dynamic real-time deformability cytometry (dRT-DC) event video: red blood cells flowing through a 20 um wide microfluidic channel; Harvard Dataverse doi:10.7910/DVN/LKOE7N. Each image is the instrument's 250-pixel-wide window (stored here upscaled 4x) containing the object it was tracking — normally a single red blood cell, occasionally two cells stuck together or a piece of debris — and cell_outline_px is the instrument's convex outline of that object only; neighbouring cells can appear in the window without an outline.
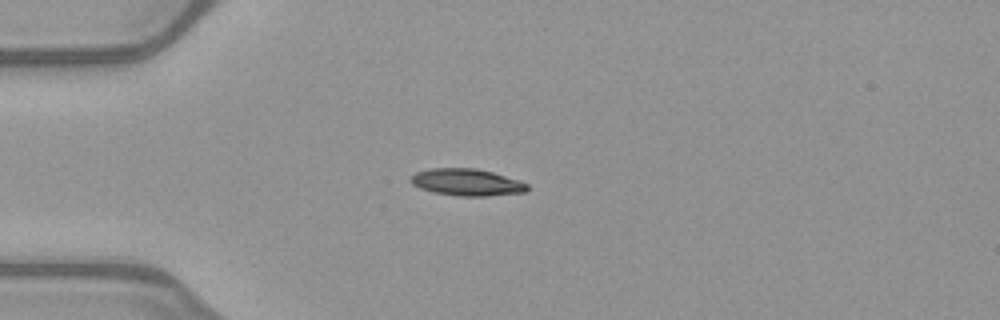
{"species": "common noctule bat (a hibernating species)", "species_latin": "Nyctalus noctula", "temperature_condition": "warm", "stored_images_in_passage": 39, "camera_frame_rate_fps": 3000, "um_per_image_px": 0.085, "animal": {"sex": "female", "body_mass_g": 21.9}, "frame": {"image": 1, "passage_image": 1, "time_ms": 0.0, "image_size_px": [1000, 320], "cell_outline_px": [[528, 188], [524, 192], [488, 196], [460, 196], [432, 192], [420, 188], [412, 184], [408, 180], [408, 176], [416, 172], [432, 168], [476, 168], [492, 172], [520, 180], [528, 184]], "centroid_in_image_um": [39.64, 15.49], "position_along_channel_um": 45.4, "area_um2": 18.44}}
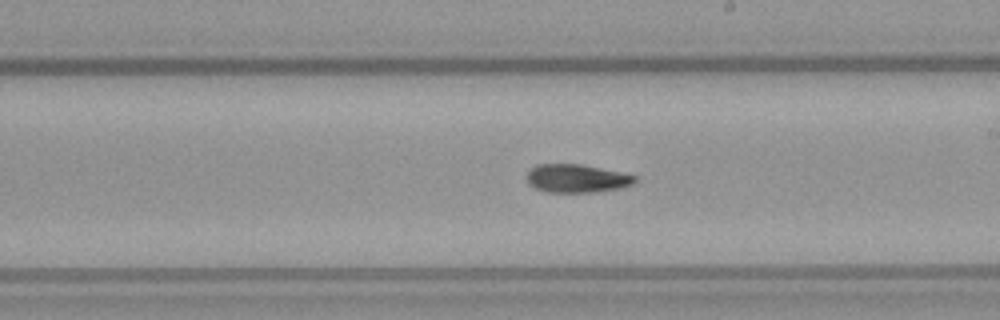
{"frame": {"image": 2, "passage_image": 17, "time_ms": 5.333, "image_size_px": [1000, 320], "cell_outline_px": [[636, 180], [632, 184], [620, 188], [600, 192], [544, 192], [528, 184], [528, 172], [536, 164], [580, 164], [620, 172], [636, 176]], "centroid_in_image_um": [49.01, 15.17], "position_along_channel_um": 240.0, "area_um2": 17.74}}
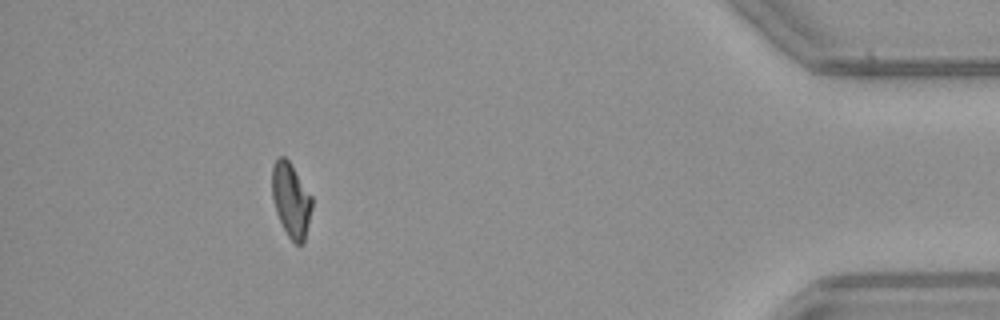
{"frame": {"image": 3, "passage_image": 34, "time_ms": 11.0, "image_size_px": [1000, 320], "cell_outline_px": [[312, 208], [304, 244], [296, 244], [288, 236], [276, 212], [272, 196], [272, 164], [276, 156], [284, 156], [288, 160], [312, 196]], "centroid_in_image_um": [24.73, 16.98], "position_along_channel_um": 410.5, "area_um2": 17.28}, "authors_computed_cell_mechanics": {"area_um2": 18.1492, "velocity_mm_per_s": 4.0367, "shape_relaxation_time_tau1_ms": 9.0015, "shape_relaxation_time_tau2_ms": 4.3376, "deformation_change_tau1": 0.2365, "deformation_change_tau2": 0.1049}}